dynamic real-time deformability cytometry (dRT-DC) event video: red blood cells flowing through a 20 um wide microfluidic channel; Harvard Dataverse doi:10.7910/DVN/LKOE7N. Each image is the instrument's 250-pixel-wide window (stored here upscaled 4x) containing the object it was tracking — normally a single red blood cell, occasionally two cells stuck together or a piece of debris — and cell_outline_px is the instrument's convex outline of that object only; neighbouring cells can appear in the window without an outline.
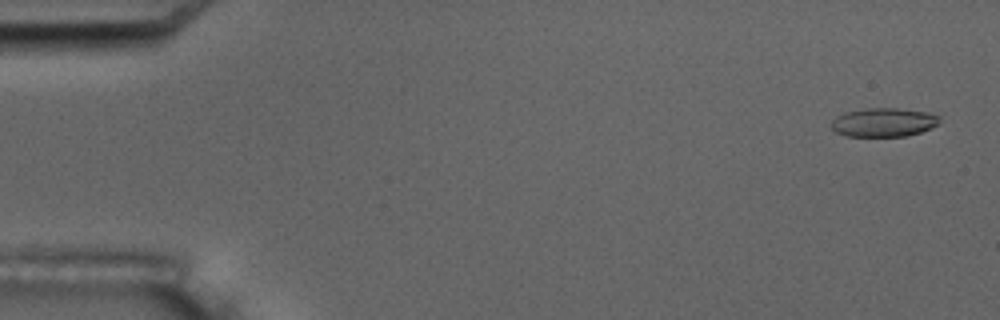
{"species": "common noctule bat (a hibernating species)", "species_latin": "Nyctalus noctula", "temperature_condition": "room temperature", "stored_images_in_passage": 8, "camera_frame_rate_fps": 3000, "um_per_image_px": 0.085, "animal": {"sex": "male", "body_mass_g": 17.5, "forearm_length_mm": 52.3}, "frame": {"image": 1, "passage_image": 1, "time_ms": 0.0, "image_size_px": [1000, 320], "cell_outline_px": [[940, 124], [932, 128], [908, 136], [848, 136], [836, 132], [832, 128], [832, 120], [836, 116], [844, 112], [864, 108], [896, 108], [928, 112], [940, 116]], "centroid_in_image_um": [75.14, 10.39], "position_along_channel_um": 9.9, "area_um2": 18.32}}
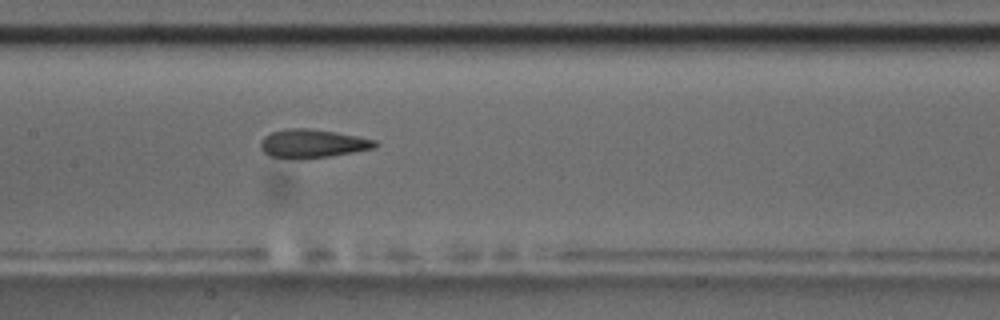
{"frame": {"image": 2, "passage_image": 8, "time_ms": 8.667, "image_size_px": [1000, 320], "cell_outline_px": [[380, 144], [376, 148], [328, 156], [300, 160], [268, 156], [260, 148], [260, 140], [264, 136], [272, 132], [288, 128], [308, 128], [356, 136], [376, 140]], "centroid_in_image_um": [26.53, 12.22], "position_along_channel_um": 180.9, "area_um2": 19.13}}